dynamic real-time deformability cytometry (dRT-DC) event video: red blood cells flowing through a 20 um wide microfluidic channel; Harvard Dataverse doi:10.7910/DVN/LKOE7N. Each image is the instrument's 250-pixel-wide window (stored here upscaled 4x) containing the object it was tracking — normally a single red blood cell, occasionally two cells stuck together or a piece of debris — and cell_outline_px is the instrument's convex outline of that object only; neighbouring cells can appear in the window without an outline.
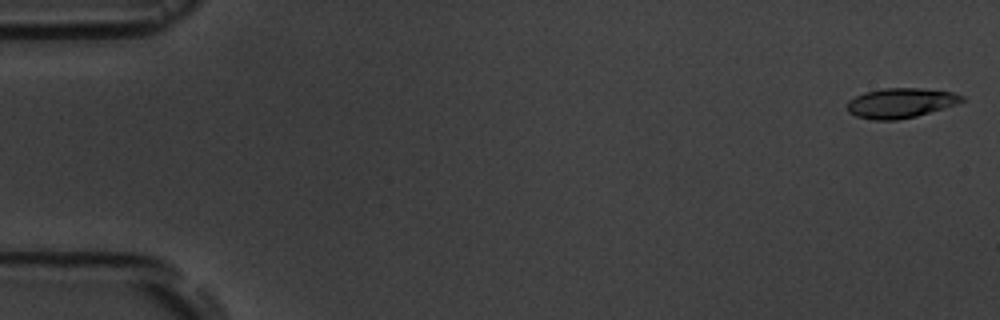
{"species": "common noctule bat (a hibernating species)", "species_latin": "Nyctalus noctula", "temperature_condition": "room temperature", "stored_images_in_passage": 5, "camera_frame_rate_fps": 3000, "um_per_image_px": 0.085, "animal": {"sex": "male", "body_mass_g": 19.5, "forearm_length_mm": 54.6}, "frame": {"image": 1, "passage_image": 1, "time_ms": 0.0, "image_size_px": [1000, 320], "cell_outline_px": [[964, 100], [956, 104], [916, 116], [896, 120], [872, 120], [856, 116], [848, 112], [848, 100], [864, 92], [884, 88], [920, 88], [952, 92], [964, 96]], "centroid_in_image_um": [76.53, 8.75], "position_along_channel_um": 8.5, "area_um2": 19.83}}
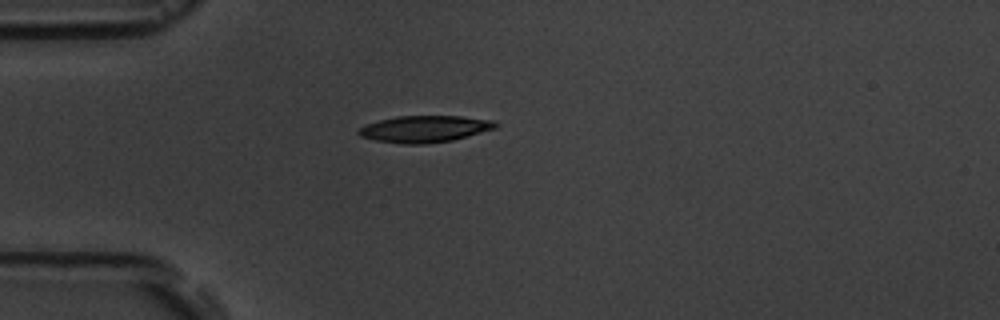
{"frame": {"image": 2, "passage_image": 5, "time_ms": 4.667, "image_size_px": [1000, 320], "cell_outline_px": [[500, 124], [496, 128], [452, 140], [424, 144], [400, 144], [376, 140], [360, 136], [356, 132], [360, 128], [368, 124], [380, 120], [396, 116], [460, 116], [492, 120]], "centroid_in_image_um": [36.1, 10.96], "position_along_channel_um": 48.9, "area_um2": 21.15}}